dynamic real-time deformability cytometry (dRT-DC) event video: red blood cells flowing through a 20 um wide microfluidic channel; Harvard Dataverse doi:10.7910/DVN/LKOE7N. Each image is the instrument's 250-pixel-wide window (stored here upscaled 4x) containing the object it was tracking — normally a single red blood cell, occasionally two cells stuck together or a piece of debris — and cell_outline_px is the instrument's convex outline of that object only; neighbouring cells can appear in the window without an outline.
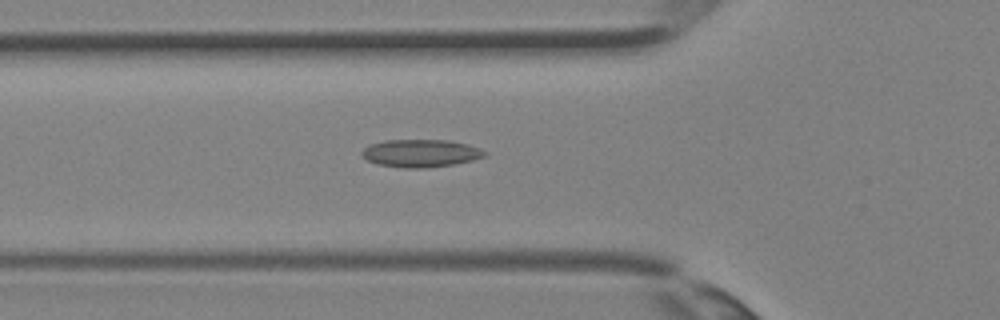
{"species": "Egyptian fruit bat (a non-hibernating species)", "species_latin": "Rousettus aegyptiacus", "temperature_condition": "room temperature", "stored_images_in_passage": 26, "camera_frame_rate_fps": 3000, "um_per_image_px": 0.085, "animal": {"sex": "female"}, "frame": {"image": 1, "passage_image": 5, "time_ms": 1.333, "image_size_px": [1000, 320], "cell_outline_px": [[488, 156], [472, 160], [452, 164], [428, 168], [404, 168], [376, 164], [360, 156], [360, 152], [368, 144], [384, 140], [448, 140], [464, 144], [488, 152]], "centroid_in_image_um": [35.7, 13.03], "position_along_channel_um": 90.1, "area_um2": 19.88}}
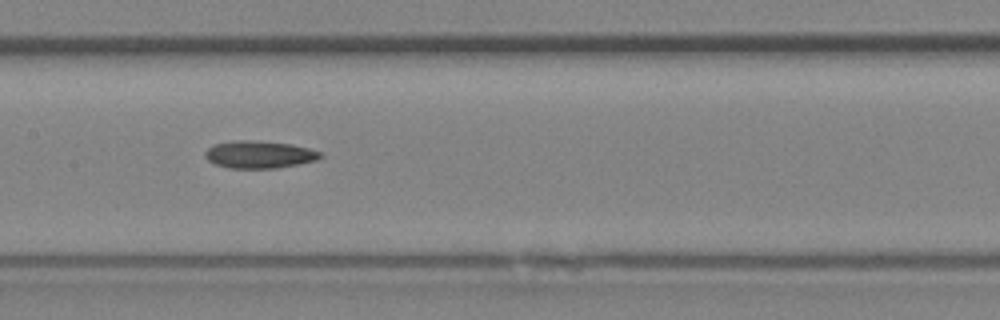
{"frame": {"image": 2, "passage_image": 10, "time_ms": 3.0, "image_size_px": [1000, 320], "cell_outline_px": [[324, 156], [316, 160], [276, 168], [228, 168], [216, 164], [208, 160], [204, 156], [204, 152], [212, 144], [236, 140], [248, 140], [292, 144], [324, 152]], "centroid_in_image_um": [22.03, 13.13], "position_along_channel_um": 185.4, "area_um2": 18.44}}
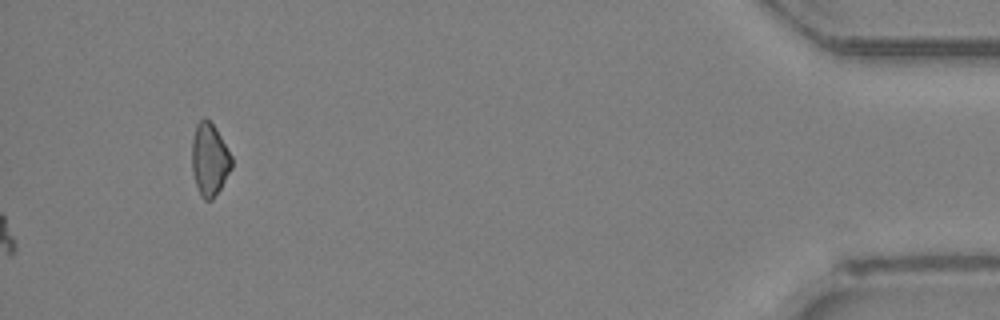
{"frame": {"image": 3, "passage_image": 26, "time_ms": 8.333, "image_size_px": [1000, 320], "cell_outline_px": [[232, 168], [220, 188], [212, 200], [204, 200], [200, 196], [192, 172], [192, 140], [196, 124], [204, 116], [216, 128], [232, 156]], "centroid_in_image_um": [17.8, 13.55], "position_along_channel_um": 417.4, "area_um2": 16.82}}